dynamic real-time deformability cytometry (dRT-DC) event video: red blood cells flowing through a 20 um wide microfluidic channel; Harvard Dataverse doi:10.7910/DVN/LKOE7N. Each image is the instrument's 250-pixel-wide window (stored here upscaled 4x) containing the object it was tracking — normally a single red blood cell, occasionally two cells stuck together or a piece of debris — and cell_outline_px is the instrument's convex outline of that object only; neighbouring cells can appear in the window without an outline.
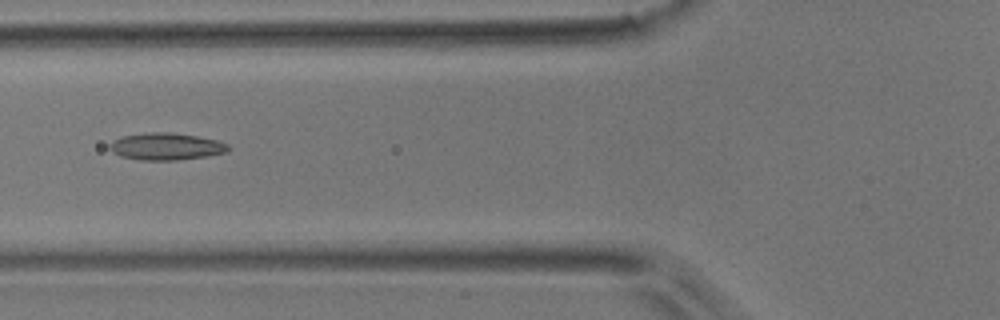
{"species": "common noctule bat (a hibernating species)", "species_latin": "Nyctalus noctula", "temperature_condition": "room temperature", "stored_images_in_passage": 10, "camera_frame_rate_fps": 3000, "um_per_image_px": 0.085, "animal": {"sex": "male", "body_mass_g": 17.9}, "frame": {"image": 1, "passage_image": 5, "time_ms": 4.667, "image_size_px": [1000, 320], "cell_outline_px": [[228, 148], [224, 152], [204, 156], [176, 160], [140, 160], [120, 156], [112, 152], [108, 148], [108, 144], [124, 136], [148, 132], [168, 132], [196, 136], [216, 140], [228, 144]], "centroid_in_image_um": [14.06, 12.45], "position_along_channel_um": 111.7, "area_um2": 18.38}}
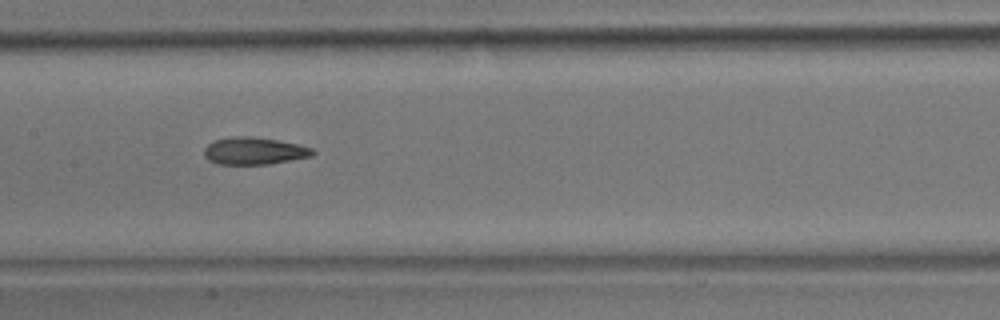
{"frame": {"image": 2, "passage_image": 7, "time_ms": 6.667, "image_size_px": [1000, 320], "cell_outline_px": [[316, 152], [312, 156], [268, 164], [216, 164], [208, 160], [204, 156], [204, 148], [212, 140], [232, 136], [252, 136], [276, 140], [296, 144], [312, 148]], "centroid_in_image_um": [21.55, 12.82], "position_along_channel_um": 185.8, "area_um2": 17.28}}
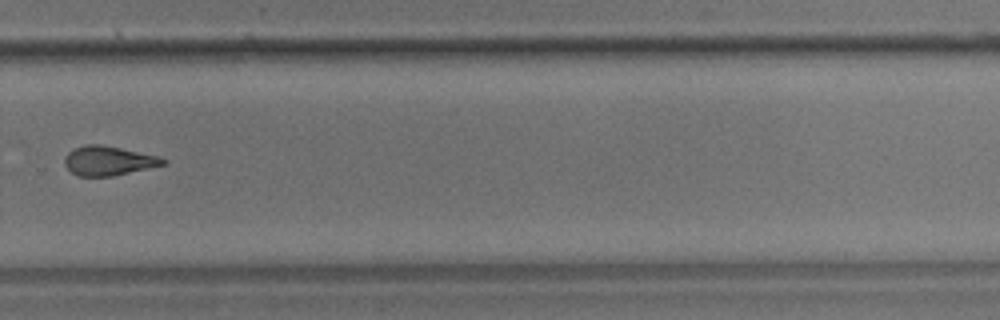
{"frame": {"image": 3, "passage_image": 10, "time_ms": 10.333, "image_size_px": [1000, 320], "cell_outline_px": [[168, 160], [164, 164], [112, 176], [76, 176], [64, 164], [64, 156], [68, 152], [84, 144], [100, 144], [160, 156]], "centroid_in_image_um": [9.19, 13.66], "position_along_channel_um": 320.6, "area_um2": 16.7}}